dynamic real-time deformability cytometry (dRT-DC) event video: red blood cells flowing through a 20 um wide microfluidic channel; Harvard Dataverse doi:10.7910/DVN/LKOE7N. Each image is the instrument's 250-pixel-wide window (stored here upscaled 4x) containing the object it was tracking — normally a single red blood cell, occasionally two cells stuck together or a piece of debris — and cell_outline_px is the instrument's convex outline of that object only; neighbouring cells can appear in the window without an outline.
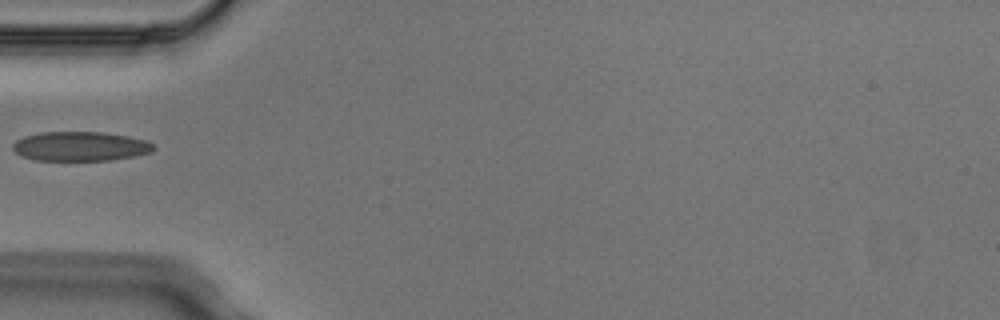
{"species": "Egyptian fruit bat (a non-hibernating species)", "species_latin": "Rousettus aegyptiacus", "temperature_condition": "cold", "stored_images_in_passage": 2, "camera_frame_rate_fps": 3000, "um_per_image_px": 0.085, "animal": {"sex": "male"}, "frame": {"image": 1, "passage_image": 1, "time_ms": 0.0, "image_size_px": [1000, 320], "cell_outline_px": [[156, 148], [152, 152], [136, 156], [112, 160], [36, 160], [20, 156], [12, 148], [12, 144], [16, 140], [24, 136], [40, 132], [104, 132], [128, 136], [144, 140], [152, 144]], "centroid_in_image_um": [6.82, 12.44], "position_along_channel_um": 78.2, "area_um2": 24.22}}
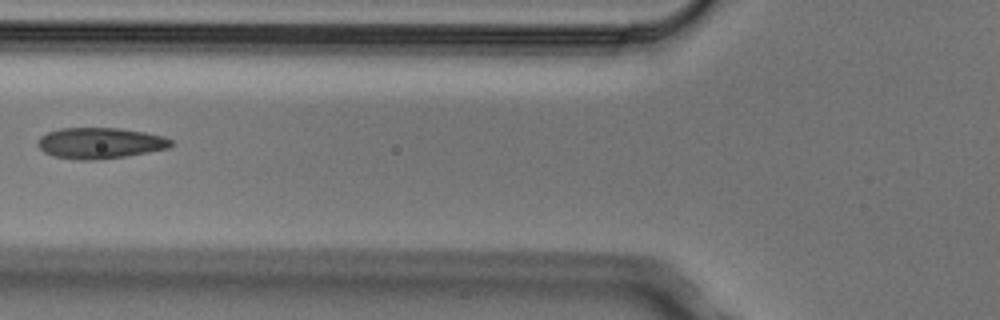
{"frame": {"image": 2, "passage_image": 2, "time_ms": 0.333, "image_size_px": [1000, 320], "cell_outline_px": [[176, 144], [168, 148], [148, 152], [124, 156], [92, 160], [76, 160], [52, 156], [44, 152], [36, 144], [40, 136], [48, 132], [60, 128], [120, 128], [144, 132], [164, 136], [172, 140]], "centroid_in_image_um": [8.5, 12.16], "position_along_channel_um": 117.3, "area_um2": 24.16}}